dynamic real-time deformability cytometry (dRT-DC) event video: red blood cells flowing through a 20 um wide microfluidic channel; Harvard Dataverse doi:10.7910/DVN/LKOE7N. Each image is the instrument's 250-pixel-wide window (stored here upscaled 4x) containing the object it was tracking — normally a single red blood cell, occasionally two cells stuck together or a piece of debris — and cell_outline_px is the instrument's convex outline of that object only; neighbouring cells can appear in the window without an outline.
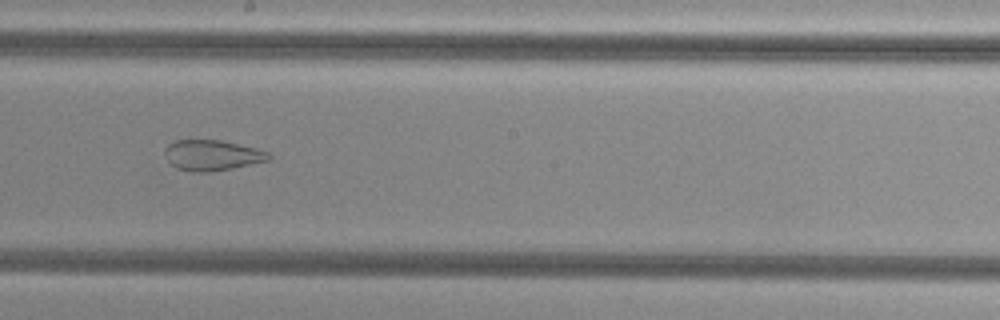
{"species": "common noctule bat (a hibernating species)", "species_latin": "Nyctalus noctula", "temperature_condition": "cold", "stored_images_in_passage": 53, "camera_frame_rate_fps": 3000, "um_per_image_px": 0.085, "animal": {"sex": "female", "body_mass_g": 29.2, "forearm_length_mm": 56.3}, "frame": {"image": 1, "passage_image": 30, "time_ms": 9.667, "image_size_px": [1000, 320], "cell_outline_px": [[272, 160], [232, 168], [208, 172], [192, 172], [176, 168], [168, 160], [164, 152], [164, 148], [168, 144], [176, 140], [220, 140], [256, 148], [268, 152], [272, 156]], "centroid_in_image_um": [18.04, 13.2], "position_along_channel_um": 230.2, "area_um2": 18.55}}
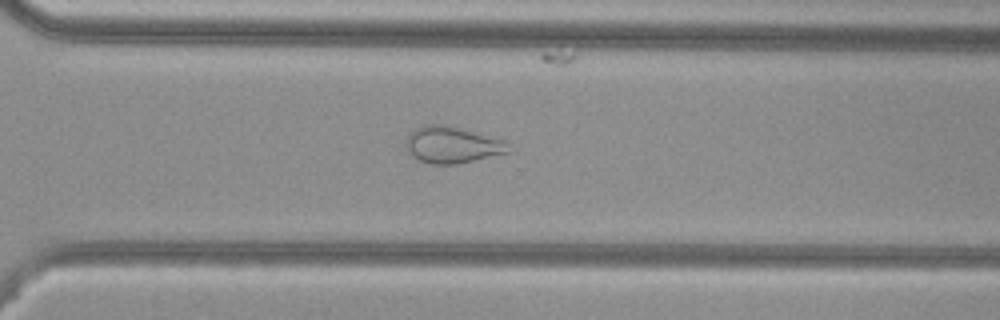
{"frame": {"image": 2, "passage_image": 38, "time_ms": 12.333, "image_size_px": [1000, 320], "cell_outline_px": [[512, 152], [456, 164], [428, 164], [416, 160], [412, 156], [408, 148], [408, 136], [416, 128], [424, 124], [444, 124], [500, 136], [504, 140]], "centroid_in_image_um": [38.52, 12.3], "position_along_channel_um": 332.1, "area_um2": 22.25}}
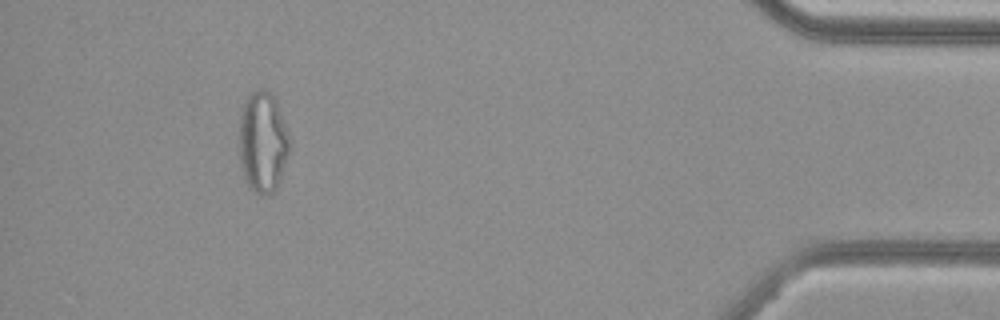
{"frame": {"image": 3, "passage_image": 49, "time_ms": 16.0, "image_size_px": [1000, 320], "cell_outline_px": [[288, 152], [280, 180], [276, 188], [272, 192], [264, 196], [256, 192], [248, 184], [244, 176], [240, 160], [240, 116], [244, 100], [256, 88], [264, 88], [276, 100], [288, 132]], "centroid_in_image_um": [22.32, 12.04], "position_along_channel_um": 412.9, "area_um2": 29.19}, "authors_computed_cell_mechanics": {"area_um2": 28.7266, "velocity_mm_per_s": 3.8273, "shape_relaxation_time_tau1_ms": null, "shape_relaxation_time_tau2_ms": 1.6817, "deformation_change_tau1": null, "deformation_change_tau2": 0.0904}}